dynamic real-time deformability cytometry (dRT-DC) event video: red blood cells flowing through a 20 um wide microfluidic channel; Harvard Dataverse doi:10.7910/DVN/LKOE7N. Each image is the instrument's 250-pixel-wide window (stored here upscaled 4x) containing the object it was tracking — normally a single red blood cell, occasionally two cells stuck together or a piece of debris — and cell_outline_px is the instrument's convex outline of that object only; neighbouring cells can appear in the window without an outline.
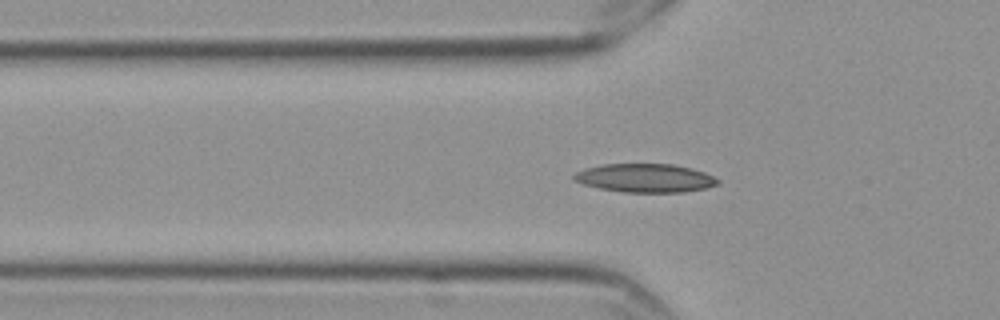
{"species": "Egyptian fruit bat (a non-hibernating species)", "species_latin": "Rousettus aegyptiacus", "temperature_condition": "cold", "stored_images_in_passage": 46, "camera_frame_rate_fps": 3000, "um_per_image_px": 0.085, "frame": {"image": 1, "passage_image": 7, "time_ms": 2.0, "image_size_px": [1000, 320], "cell_outline_px": [[720, 184], [704, 188], [684, 192], [624, 192], [600, 188], [584, 184], [572, 180], [572, 176], [576, 172], [584, 168], [604, 164], [672, 164], [692, 168], [704, 172], [720, 180]], "centroid_in_image_um": [54.83, 15.13], "position_along_channel_um": 71.0, "area_um2": 23.93}}
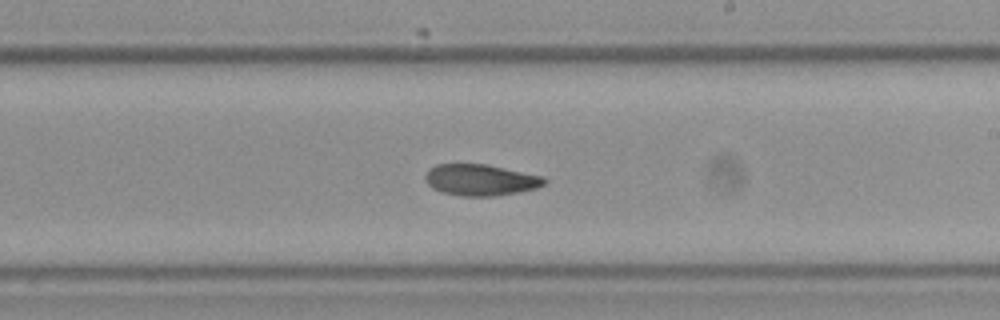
{"frame": {"image": 2, "passage_image": 22, "time_ms": 7.0, "image_size_px": [1000, 320], "cell_outline_px": [[548, 180], [544, 184], [536, 188], [520, 192], [496, 196], [460, 196], [444, 192], [432, 188], [424, 180], [424, 176], [436, 164], [484, 164], [544, 176]], "centroid_in_image_um": [40.87, 15.3], "position_along_channel_um": 248.1, "area_um2": 21.68}}
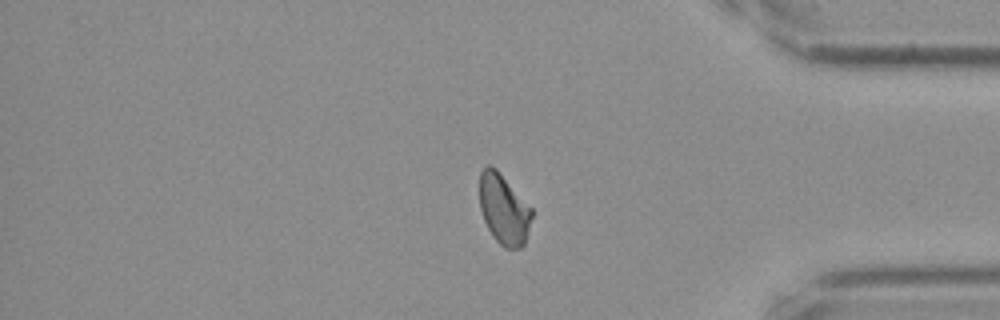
{"frame": {"image": 3, "passage_image": 36, "time_ms": 11.667, "image_size_px": [1000, 320], "cell_outline_px": [[532, 216], [524, 244], [520, 248], [504, 248], [492, 236], [484, 220], [480, 208], [480, 172], [488, 164], [492, 164], [496, 168], [532, 208]], "centroid_in_image_um": [42.81, 17.77], "position_along_channel_um": 392.4, "area_um2": 21.27}, "authors_computed_cell_mechanics": {"area_um2": 21.9062, "velocity_mm_per_s": 3.5343, "shape_relaxation_time_tau1_ms": null, "shape_relaxation_time_tau2_ms": 5.0448, "deformation_change_tau1": null, "deformation_change_tau2": 0.0999}}